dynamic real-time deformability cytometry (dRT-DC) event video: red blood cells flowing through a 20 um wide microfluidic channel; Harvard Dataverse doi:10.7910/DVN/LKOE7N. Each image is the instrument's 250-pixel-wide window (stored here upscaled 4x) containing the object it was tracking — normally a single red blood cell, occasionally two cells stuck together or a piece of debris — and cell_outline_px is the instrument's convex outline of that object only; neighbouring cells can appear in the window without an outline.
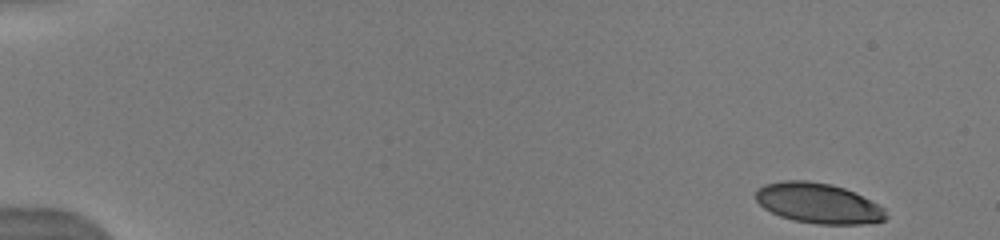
{"species": "human", "species_latin": "Homo sapiens", "temperature_condition": "warm", "stored_images_in_passage": 14, "camera_frame_rate_fps": 3000, "um_per_image_px": 0.085, "donor": {"sex": "male"}, "frame": {"image": 1, "passage_image": 1, "time_ms": 0.0, "image_size_px": [1000, 240], "cell_outline_px": [[888, 216], [884, 220], [864, 224], [816, 224], [792, 220], [780, 216], [764, 208], [756, 200], [756, 192], [764, 184], [784, 180], [808, 180], [832, 184], [844, 188], [884, 208]], "centroid_in_image_um": [69.53, 17.28], "position_along_channel_um": 15.5, "area_um2": 30.35}}
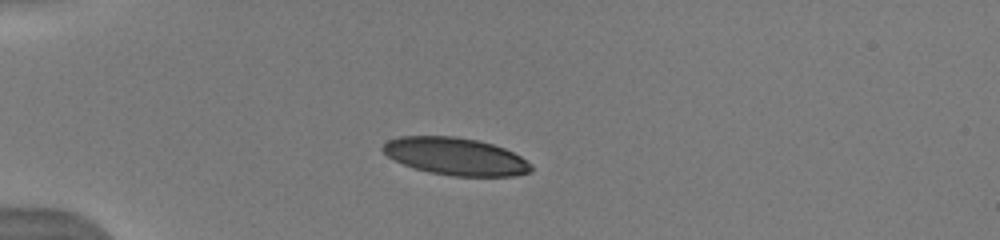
{"frame": {"image": 2, "passage_image": 7, "time_ms": 3.667, "image_size_px": [1000, 240], "cell_outline_px": [[532, 172], [516, 176], [452, 176], [428, 172], [412, 168], [388, 156], [380, 148], [388, 140], [400, 136], [456, 136], [476, 140], [492, 144], [504, 148], [520, 156], [532, 164]], "centroid_in_image_um": [38.73, 13.3], "position_along_channel_um": 46.3, "area_um2": 32.43}}